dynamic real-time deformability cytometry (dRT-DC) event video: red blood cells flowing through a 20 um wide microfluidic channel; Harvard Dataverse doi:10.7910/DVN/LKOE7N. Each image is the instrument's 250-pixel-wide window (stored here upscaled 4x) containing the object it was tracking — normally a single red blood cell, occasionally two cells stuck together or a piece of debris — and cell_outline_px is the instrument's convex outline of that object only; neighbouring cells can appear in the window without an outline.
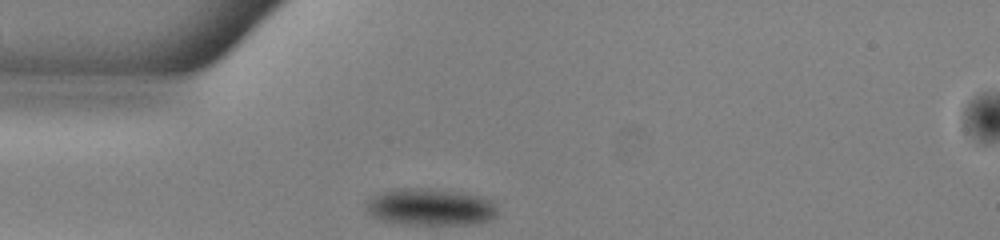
{"species": "common noctule bat (a hibernating species)", "species_latin": "Nyctalus noctula", "temperature_condition": "warm", "stored_images_in_passage": 32, "camera_frame_rate_fps": 3000, "um_per_image_px": 0.085, "animal": {"sex": "male", "body_mass_g": 13.0, "forearm_length_mm": 53.1}, "frame": {"image": 1, "passage_image": 1, "time_ms": 0.0, "image_size_px": [1000, 240], "cell_outline_px": [[496, 216], [492, 220], [468, 224], [396, 224], [380, 220], [372, 216], [368, 212], [368, 200], [372, 196], [380, 192], [400, 188], [424, 188], [456, 192], [480, 196], [492, 200], [496, 204]], "centroid_in_image_um": [36.58, 17.6], "position_along_channel_um": 48.4, "area_um2": 28.21}}
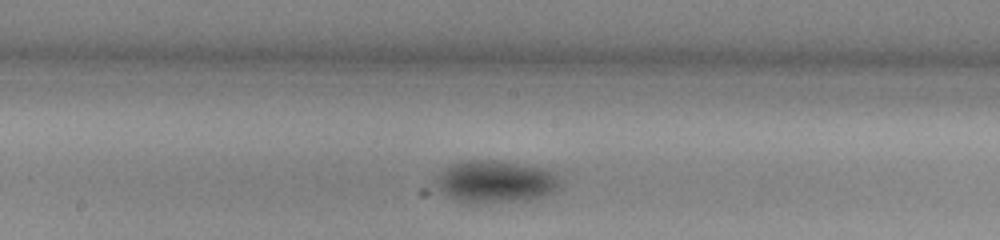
{"frame": {"image": 2, "passage_image": 14, "time_ms": 4.333, "image_size_px": [1000, 240], "cell_outline_px": [[564, 188], [556, 192], [544, 196], [528, 200], [472, 204], [468, 204], [456, 200], [432, 188], [436, 176], [444, 168], [460, 160], [492, 160], [544, 168], [556, 172]], "centroid_in_image_um": [42.1, 15.46], "position_along_channel_um": 206.1, "area_um2": 31.56}}
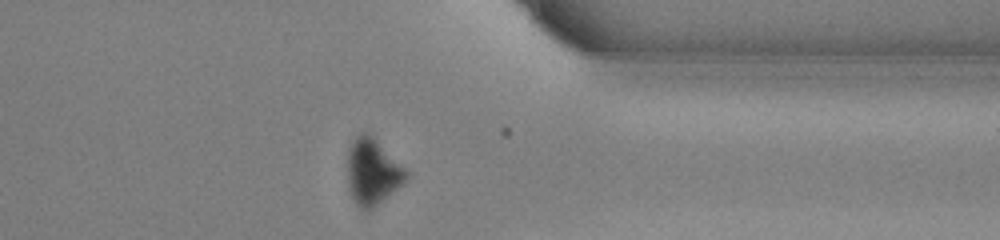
{"frame": {"image": 3, "passage_image": 28, "time_ms": 9.0, "image_size_px": [1000, 240], "cell_outline_px": [[408, 180], [404, 184], [372, 208], [360, 208], [352, 200], [348, 188], [348, 148], [352, 140], [356, 136], [364, 132], [368, 132], [408, 172]], "centroid_in_image_um": [31.65, 14.61], "position_along_channel_um": 379.8, "area_um2": 22.37}, "authors_computed_cell_mechanics": {"area_um2": 29.3624, "velocity_mm_per_s": 3.9325, "shape_relaxation_time_tau1_ms": 2.8254, "shape_relaxation_time_tau2_ms": null, "deformation_change_tau1": 0.0933, "deformation_change_tau2": null}}